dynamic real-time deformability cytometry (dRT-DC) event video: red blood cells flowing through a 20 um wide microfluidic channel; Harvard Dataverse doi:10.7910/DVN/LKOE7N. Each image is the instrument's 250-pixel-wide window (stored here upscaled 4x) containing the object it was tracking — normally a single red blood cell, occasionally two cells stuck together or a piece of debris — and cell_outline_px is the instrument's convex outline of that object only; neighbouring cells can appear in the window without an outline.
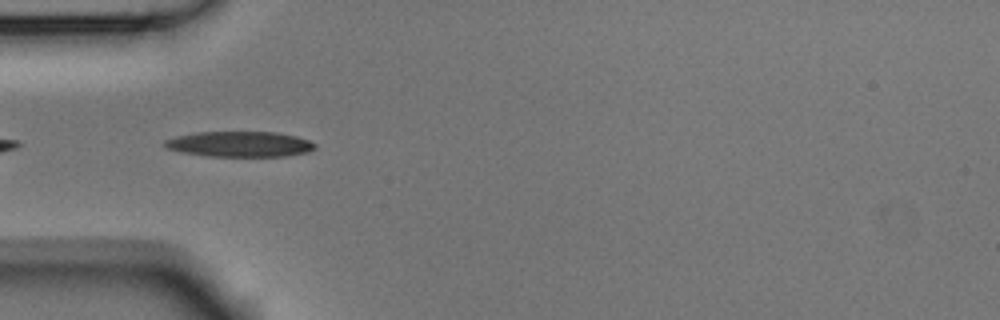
{"species": "Egyptian fruit bat (a non-hibernating species)", "species_latin": "Rousettus aegyptiacus", "temperature_condition": "room temperature", "stored_images_in_passage": 11, "camera_frame_rate_fps": 3000, "um_per_image_px": 0.085, "animal": {"sex": "male"}, "frame": {"image": 1, "passage_image": 2, "time_ms": 0.333, "image_size_px": [1000, 320], "cell_outline_px": [[316, 148], [308, 152], [284, 156], [208, 156], [184, 152], [168, 148], [164, 144], [164, 140], [176, 136], [196, 132], [276, 132], [296, 136], [308, 140], [316, 144]], "centroid_in_image_um": [20.41, 12.24], "position_along_channel_um": 64.6, "area_um2": 22.14}}
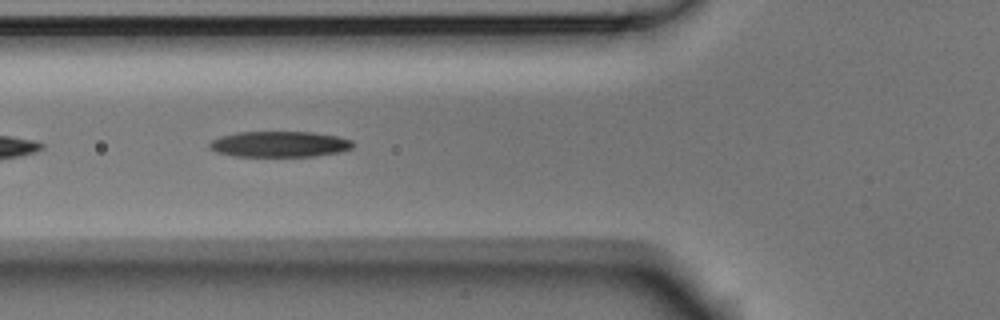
{"frame": {"image": 2, "passage_image": 5, "time_ms": 1.333, "image_size_px": [1000, 320], "cell_outline_px": [[356, 144], [352, 148], [340, 152], [316, 156], [232, 156], [216, 152], [208, 148], [208, 144], [212, 140], [220, 136], [236, 132], [312, 132], [336, 136], [352, 140]], "centroid_in_image_um": [23.75, 12.25], "position_along_channel_um": 102.1, "area_um2": 21.73}}
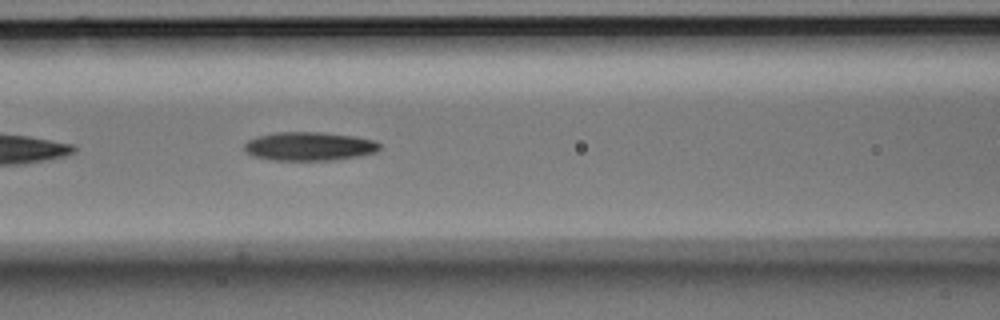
{"frame": {"image": 3, "passage_image": 8, "time_ms": 2.333, "image_size_px": [1000, 320], "cell_outline_px": [[380, 148], [376, 152], [360, 156], [336, 160], [272, 160], [252, 156], [244, 148], [244, 144], [248, 140], [256, 136], [276, 132], [324, 132], [356, 136], [376, 140], [380, 144]], "centroid_in_image_um": [26.32, 12.43], "position_along_channel_um": 140.3, "area_um2": 22.89}}